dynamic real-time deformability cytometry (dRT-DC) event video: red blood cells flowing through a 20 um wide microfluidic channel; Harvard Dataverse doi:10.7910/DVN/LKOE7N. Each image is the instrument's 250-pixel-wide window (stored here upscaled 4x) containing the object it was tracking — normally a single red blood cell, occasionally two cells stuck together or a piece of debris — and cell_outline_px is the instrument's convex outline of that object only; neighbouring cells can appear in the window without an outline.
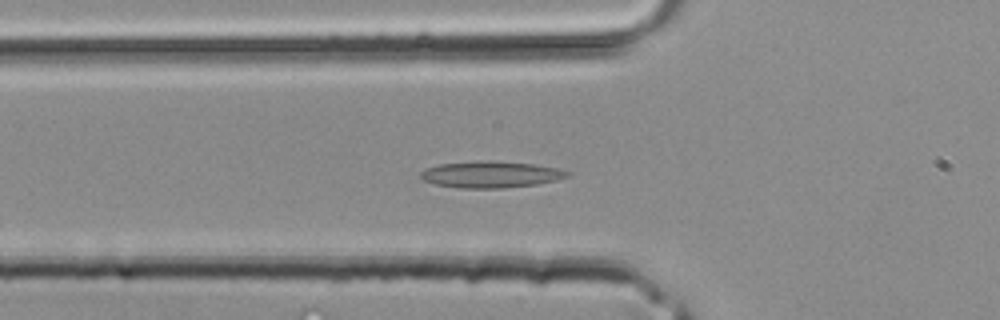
{"species": "common noctule bat (a hibernating species)", "species_latin": "Nyctalus noctula", "temperature_condition": "room temperature", "stored_images_in_passage": 2, "camera_frame_rate_fps": 3000, "um_per_image_px": 0.085, "animal": {"sex": "male", "body_mass_g": 20.4}, "frame": {"image": 1, "passage_image": 2, "time_ms": 0.333, "image_size_px": [1000, 320], "cell_outline_px": [[572, 172], [568, 176], [556, 180], [536, 184], [500, 188], [460, 188], [436, 184], [424, 180], [420, 176], [420, 172], [428, 168], [440, 164], [480, 160], [492, 160], [532, 164], [556, 168]], "centroid_in_image_um": [41.72, 14.82], "position_along_channel_um": 84.1, "area_um2": 22.48}}